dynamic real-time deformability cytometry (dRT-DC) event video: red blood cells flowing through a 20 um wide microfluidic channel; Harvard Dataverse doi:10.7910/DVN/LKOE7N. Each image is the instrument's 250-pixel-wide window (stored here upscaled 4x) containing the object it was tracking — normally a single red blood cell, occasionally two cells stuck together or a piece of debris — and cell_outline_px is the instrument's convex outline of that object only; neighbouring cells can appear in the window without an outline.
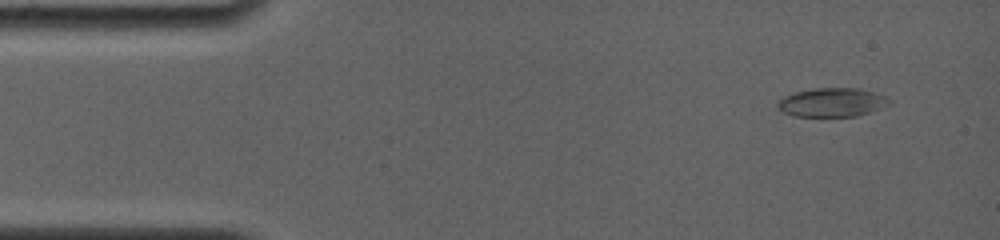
{"species": "common noctule bat (a hibernating species)", "species_latin": "Nyctalus noctula", "temperature_condition": "room temperature", "stored_images_in_passage": 11, "camera_frame_rate_fps": 4000, "um_per_image_px": 0.085, "animal": {"sex": "female", "body_mass_g": 19.0, "forearm_length_mm": 56.7}, "frame": {"image": 1, "passage_image": 2, "time_ms": 0.5, "image_size_px": [1000, 240], "cell_outline_px": [[892, 104], [856, 116], [796, 116], [784, 112], [776, 104], [784, 96], [796, 92], [812, 88], [856, 88], [872, 92], [884, 96], [892, 100]], "centroid_in_image_um": [70.74, 8.7], "position_along_channel_um": 14.3, "area_um2": 18.5}}
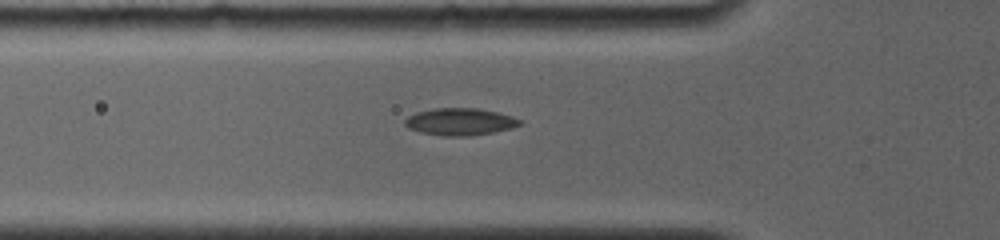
{"frame": {"image": 2, "passage_image": 8, "time_ms": 4.75, "image_size_px": [1000, 240], "cell_outline_px": [[524, 124], [512, 128], [492, 132], [468, 136], [440, 136], [420, 132], [408, 128], [404, 124], [404, 120], [408, 116], [416, 112], [436, 108], [476, 108], [496, 112], [512, 116], [520, 120]], "centroid_in_image_um": [39.08, 10.35], "position_along_channel_um": 86.7, "area_um2": 18.21}}
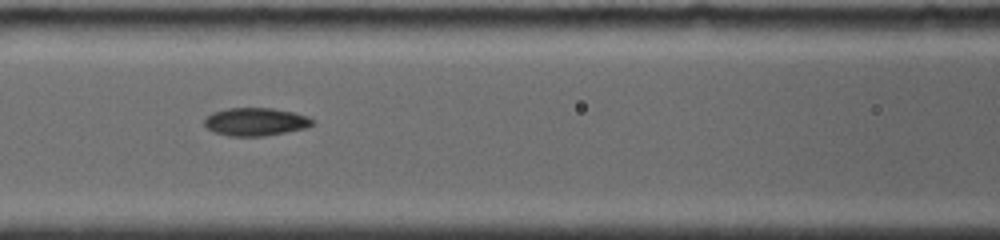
{"frame": {"image": 3, "passage_image": 10, "time_ms": 6.25, "image_size_px": [1000, 240], "cell_outline_px": [[316, 124], [304, 128], [264, 136], [228, 136], [212, 132], [204, 124], [204, 120], [212, 112], [228, 108], [272, 108], [292, 112], [308, 116]], "centroid_in_image_um": [21.7, 10.35], "position_along_channel_um": 144.9, "area_um2": 17.57}}